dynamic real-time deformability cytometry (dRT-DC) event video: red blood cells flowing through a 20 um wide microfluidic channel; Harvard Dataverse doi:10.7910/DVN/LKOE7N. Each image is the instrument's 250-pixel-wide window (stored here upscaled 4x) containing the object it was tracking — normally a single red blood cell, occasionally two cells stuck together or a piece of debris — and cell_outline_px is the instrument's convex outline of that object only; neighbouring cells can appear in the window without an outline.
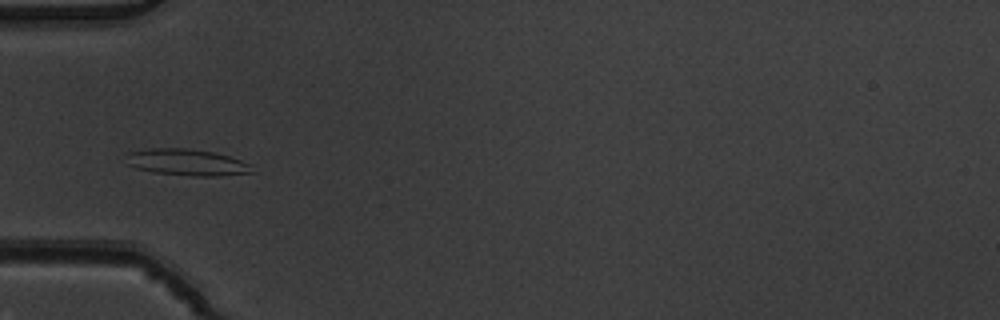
{"species": "common noctule bat (a hibernating species)", "species_latin": "Nyctalus noctula", "temperature_condition": "warm", "stored_images_in_passage": 8, "camera_frame_rate_fps": 3000, "um_per_image_px": 0.085, "animal": {"sex": "male", "body_mass_g": 19.5, "forearm_length_mm": 54.6}, "frame": {"image": 1, "passage_image": 5, "time_ms": 1.333, "image_size_px": [1000, 320], "cell_outline_px": [[252, 172], [220, 176], [192, 176], [152, 172], [136, 168], [124, 164], [128, 152], [152, 148], [188, 148], [212, 152], [228, 156], [252, 164]], "centroid_in_image_um": [15.84, 13.8], "position_along_channel_um": 69.2, "area_um2": 19.54}}
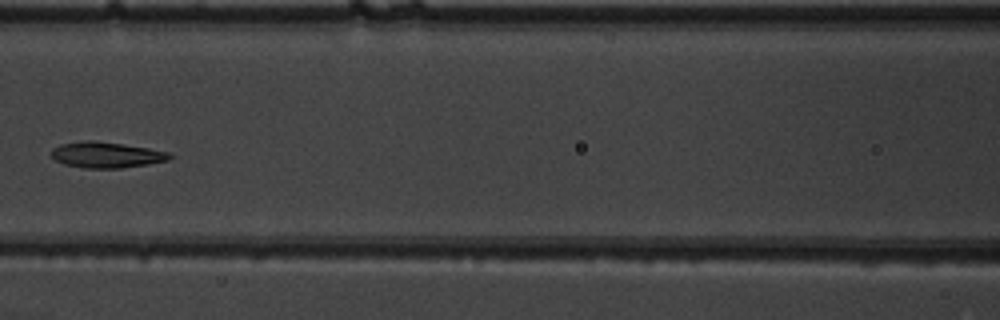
{"frame": {"image": 2, "passage_image": 7, "time_ms": 2.0, "image_size_px": [1000, 320], "cell_outline_px": [[172, 156], [168, 160], [148, 164], [120, 168], [84, 168], [64, 164], [56, 160], [52, 156], [52, 148], [60, 144], [88, 140], [92, 140], [148, 148], [168, 152]], "centroid_in_image_um": [9.02, 13.17], "position_along_channel_um": 157.6, "area_um2": 17.57}}
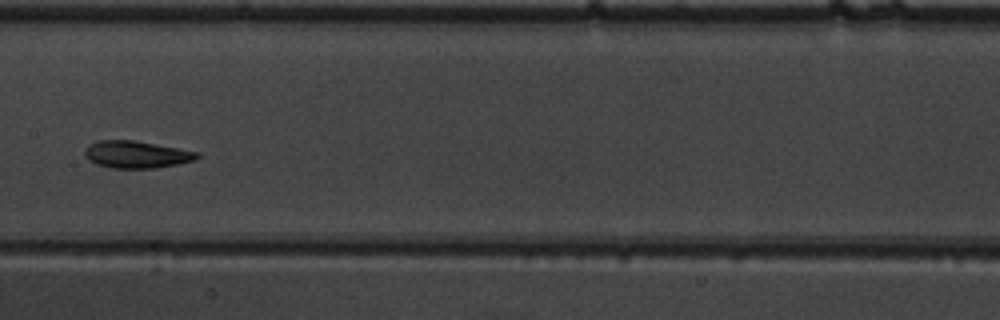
{"frame": {"image": 3, "passage_image": 8, "time_ms": 2.333, "image_size_px": [1000, 320], "cell_outline_px": [[200, 156], [196, 160], [156, 168], [112, 168], [96, 164], [88, 160], [84, 156], [84, 148], [88, 144], [96, 140], [132, 140], [200, 152]], "centroid_in_image_um": [11.55, 13.13], "position_along_channel_um": 195.8, "area_um2": 17.92}}